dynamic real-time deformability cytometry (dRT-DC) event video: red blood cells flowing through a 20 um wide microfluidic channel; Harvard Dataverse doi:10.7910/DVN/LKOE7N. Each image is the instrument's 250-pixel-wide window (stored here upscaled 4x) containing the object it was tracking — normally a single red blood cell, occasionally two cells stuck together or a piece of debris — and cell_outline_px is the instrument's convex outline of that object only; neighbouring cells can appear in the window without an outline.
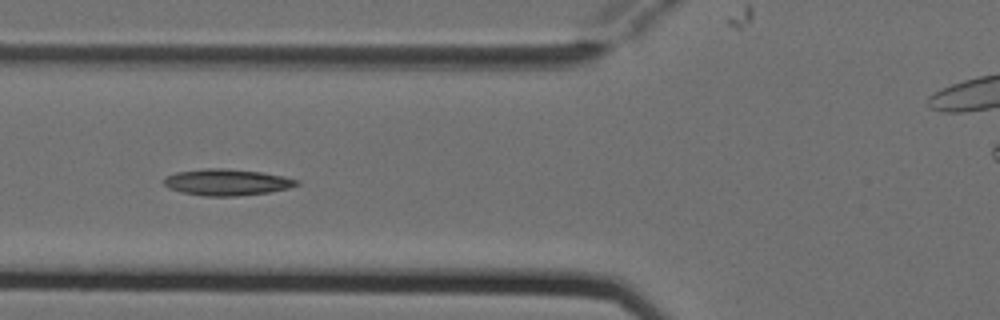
{"species": "Egyptian fruit bat (a non-hibernating species)", "species_latin": "Rousettus aegyptiacus", "temperature_condition": "cold", "stored_images_in_passage": 7, "camera_frame_rate_fps": 3000, "um_per_image_px": 0.085, "animal": {"sex": "female"}, "frame": {"image": 1, "passage_image": 5, "time_ms": 1.333, "image_size_px": [1000, 320], "cell_outline_px": [[300, 184], [288, 188], [268, 192], [236, 196], [204, 196], [180, 192], [168, 188], [164, 184], [164, 176], [176, 172], [208, 168], [220, 168], [260, 172], [284, 176], [300, 180]], "centroid_in_image_um": [19.26, 15.49], "position_along_channel_um": 106.5, "area_um2": 20.4}}
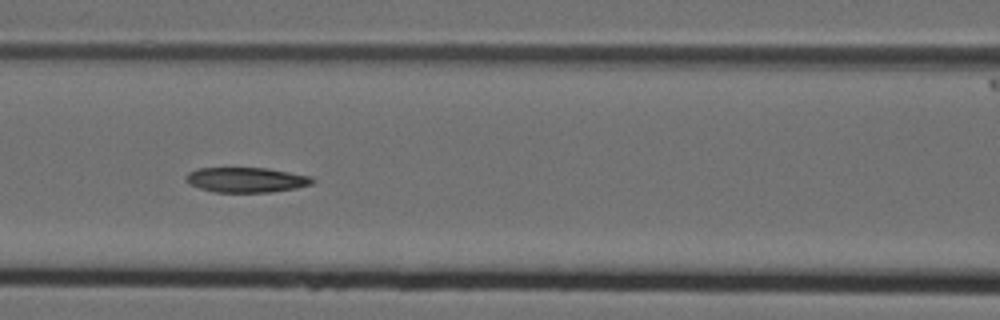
{"frame": {"image": 2, "passage_image": 6, "time_ms": 1.667, "image_size_px": [1000, 320], "cell_outline_px": [[316, 180], [312, 184], [296, 188], [272, 192], [216, 192], [200, 188], [188, 184], [184, 180], [184, 176], [188, 172], [200, 168], [268, 168], [312, 176]], "centroid_in_image_um": [20.93, 15.28], "position_along_channel_um": 145.7, "area_um2": 18.61}}
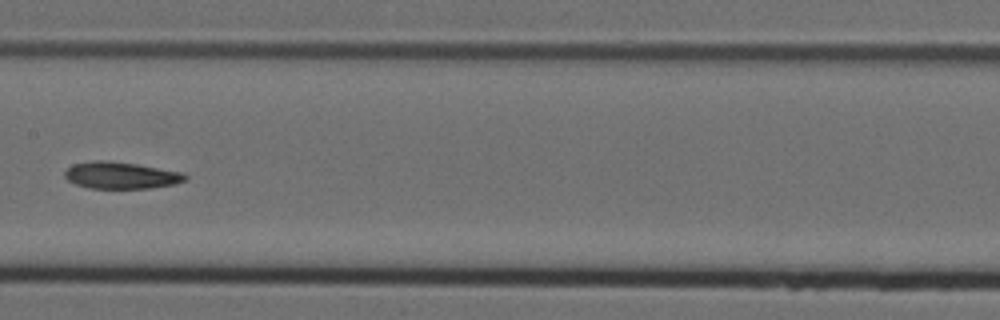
{"frame": {"image": 3, "passage_image": 7, "time_ms": 2.0, "image_size_px": [1000, 320], "cell_outline_px": [[188, 180], [176, 184], [148, 188], [88, 188], [76, 184], [68, 180], [64, 176], [64, 172], [72, 164], [92, 160], [104, 160], [136, 164], [184, 172], [188, 176]], "centroid_in_image_um": [10.31, 14.9], "position_along_channel_um": 197.1, "area_um2": 18.96}}